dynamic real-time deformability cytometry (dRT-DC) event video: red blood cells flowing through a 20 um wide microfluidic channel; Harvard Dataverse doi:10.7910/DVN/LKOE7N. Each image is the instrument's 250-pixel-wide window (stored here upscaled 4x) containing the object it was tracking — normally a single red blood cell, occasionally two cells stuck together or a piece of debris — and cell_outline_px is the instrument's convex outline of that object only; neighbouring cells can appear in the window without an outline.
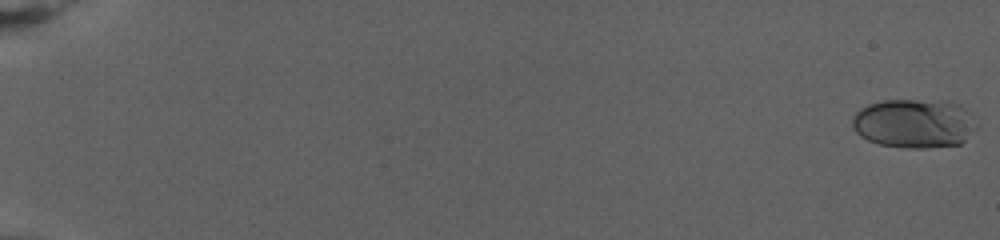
{"species": "human", "species_latin": "Homo sapiens", "temperature_condition": "warm", "stored_images_in_passage": 16, "camera_frame_rate_fps": 3000, "um_per_image_px": 0.085, "donor": {"sex": "female"}, "frame": {"image": 1, "passage_image": 1, "time_ms": 0.0, "image_size_px": [1000, 240], "cell_outline_px": [[976, 128], [960, 144], [924, 148], [908, 148], [880, 144], [868, 140], [860, 136], [852, 128], [852, 116], [860, 108], [868, 104], [884, 100], [940, 100], [960, 104], [964, 108], [976, 124]], "centroid_in_image_um": [77.66, 10.48], "position_along_channel_um": 7.3, "area_um2": 35.55}}
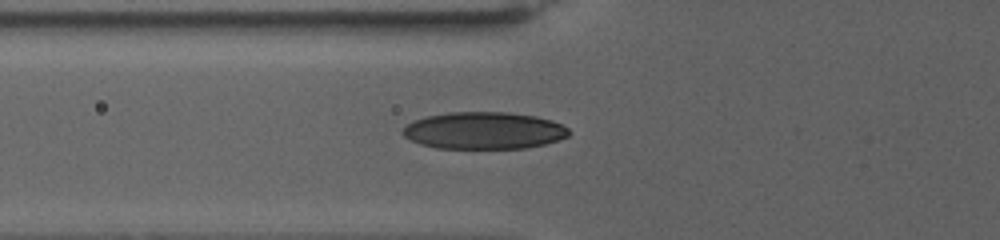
{"frame": {"image": 2, "passage_image": 12, "time_ms": 3.667, "image_size_px": [1000, 240], "cell_outline_px": [[568, 136], [560, 140], [528, 148], [436, 148], [420, 144], [404, 136], [400, 132], [408, 124], [416, 120], [428, 116], [448, 112], [508, 112], [536, 116], [552, 120], [568, 128]], "centroid_in_image_um": [41.15, 11.1], "position_along_channel_um": 84.6, "area_um2": 35.84}}
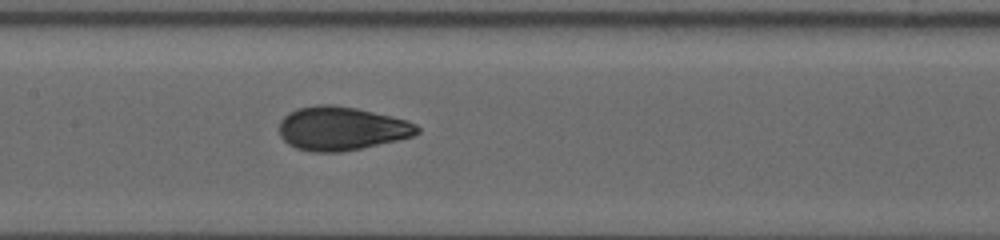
{"frame": {"image": 3, "passage_image": 16, "time_ms": 5.0, "image_size_px": [1000, 240], "cell_outline_px": [[420, 132], [412, 136], [396, 140], [360, 148], [340, 152], [312, 152], [296, 148], [288, 144], [280, 136], [280, 120], [288, 112], [296, 108], [316, 104], [332, 104], [356, 108], [408, 120], [416, 124], [420, 128]], "centroid_in_image_um": [29.0, 10.91], "position_along_channel_um": 178.4, "area_um2": 35.14}}